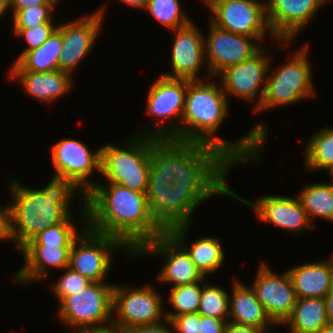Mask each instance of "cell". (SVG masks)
Instances as JSON below:
<instances>
[{
	"label": "cell",
	"instance_id": "cell-1",
	"mask_svg": "<svg viewBox=\"0 0 333 333\" xmlns=\"http://www.w3.org/2000/svg\"><path fill=\"white\" fill-rule=\"evenodd\" d=\"M205 80L189 81L185 95L179 141L203 143L219 149L236 166L259 162L269 137L264 122L255 124L245 136L227 141L216 135L229 114V100L221 84Z\"/></svg>",
	"mask_w": 333,
	"mask_h": 333
},
{
	"label": "cell",
	"instance_id": "cell-2",
	"mask_svg": "<svg viewBox=\"0 0 333 333\" xmlns=\"http://www.w3.org/2000/svg\"><path fill=\"white\" fill-rule=\"evenodd\" d=\"M235 164L219 149L196 142L152 137L147 196L153 190L232 189L227 174Z\"/></svg>",
	"mask_w": 333,
	"mask_h": 333
},
{
	"label": "cell",
	"instance_id": "cell-3",
	"mask_svg": "<svg viewBox=\"0 0 333 333\" xmlns=\"http://www.w3.org/2000/svg\"><path fill=\"white\" fill-rule=\"evenodd\" d=\"M86 209L90 230L120 239L134 254L165 233L150 214L147 194L117 183H96L86 194Z\"/></svg>",
	"mask_w": 333,
	"mask_h": 333
},
{
	"label": "cell",
	"instance_id": "cell-4",
	"mask_svg": "<svg viewBox=\"0 0 333 333\" xmlns=\"http://www.w3.org/2000/svg\"><path fill=\"white\" fill-rule=\"evenodd\" d=\"M12 202H9L10 238L20 251L37 234L63 222L71 215L74 197L84 192L74 181L52 176L45 187L28 188L17 179L11 180Z\"/></svg>",
	"mask_w": 333,
	"mask_h": 333
},
{
	"label": "cell",
	"instance_id": "cell-5",
	"mask_svg": "<svg viewBox=\"0 0 333 333\" xmlns=\"http://www.w3.org/2000/svg\"><path fill=\"white\" fill-rule=\"evenodd\" d=\"M125 142V144H123ZM122 144L101 146L100 174L108 183H117L131 190L146 193L150 173L152 137H130Z\"/></svg>",
	"mask_w": 333,
	"mask_h": 333
},
{
	"label": "cell",
	"instance_id": "cell-6",
	"mask_svg": "<svg viewBox=\"0 0 333 333\" xmlns=\"http://www.w3.org/2000/svg\"><path fill=\"white\" fill-rule=\"evenodd\" d=\"M308 48L309 44L306 43L294 51L287 59V63L281 64L280 68L276 70L269 68V72L272 70V73L268 74L263 100L254 113L292 105L303 99L315 97L316 90L312 81Z\"/></svg>",
	"mask_w": 333,
	"mask_h": 333
},
{
	"label": "cell",
	"instance_id": "cell-7",
	"mask_svg": "<svg viewBox=\"0 0 333 333\" xmlns=\"http://www.w3.org/2000/svg\"><path fill=\"white\" fill-rule=\"evenodd\" d=\"M113 287L107 282H91L63 297L58 302V320L75 333L112 326Z\"/></svg>",
	"mask_w": 333,
	"mask_h": 333
},
{
	"label": "cell",
	"instance_id": "cell-8",
	"mask_svg": "<svg viewBox=\"0 0 333 333\" xmlns=\"http://www.w3.org/2000/svg\"><path fill=\"white\" fill-rule=\"evenodd\" d=\"M189 81L171 79L162 75L156 80L154 79L153 84L149 86L145 110L146 114L156 122L152 124L151 128L147 127V130L142 128V132L138 129L136 135L179 140V129Z\"/></svg>",
	"mask_w": 333,
	"mask_h": 333
},
{
	"label": "cell",
	"instance_id": "cell-9",
	"mask_svg": "<svg viewBox=\"0 0 333 333\" xmlns=\"http://www.w3.org/2000/svg\"><path fill=\"white\" fill-rule=\"evenodd\" d=\"M232 196V189H181L173 183L170 189L153 190L148 207L154 221L165 231L190 225L196 209L213 196Z\"/></svg>",
	"mask_w": 333,
	"mask_h": 333
},
{
	"label": "cell",
	"instance_id": "cell-10",
	"mask_svg": "<svg viewBox=\"0 0 333 333\" xmlns=\"http://www.w3.org/2000/svg\"><path fill=\"white\" fill-rule=\"evenodd\" d=\"M210 10L209 21L235 34L254 37L258 43L270 34L281 46L290 41L277 40L268 25L266 2L260 0H204ZM289 43V44H288Z\"/></svg>",
	"mask_w": 333,
	"mask_h": 333
},
{
	"label": "cell",
	"instance_id": "cell-11",
	"mask_svg": "<svg viewBox=\"0 0 333 333\" xmlns=\"http://www.w3.org/2000/svg\"><path fill=\"white\" fill-rule=\"evenodd\" d=\"M131 287L121 284L113 287L112 326L127 333L136 326L161 322L166 318L162 294L155 287L151 284Z\"/></svg>",
	"mask_w": 333,
	"mask_h": 333
},
{
	"label": "cell",
	"instance_id": "cell-12",
	"mask_svg": "<svg viewBox=\"0 0 333 333\" xmlns=\"http://www.w3.org/2000/svg\"><path fill=\"white\" fill-rule=\"evenodd\" d=\"M122 248L128 258H134V253L120 239L87 227L72 244L69 267L92 282H105L112 268L113 252Z\"/></svg>",
	"mask_w": 333,
	"mask_h": 333
},
{
	"label": "cell",
	"instance_id": "cell-13",
	"mask_svg": "<svg viewBox=\"0 0 333 333\" xmlns=\"http://www.w3.org/2000/svg\"><path fill=\"white\" fill-rule=\"evenodd\" d=\"M263 47L251 58L222 70L217 77L226 97L255 101L253 113L260 107L267 86L271 59Z\"/></svg>",
	"mask_w": 333,
	"mask_h": 333
},
{
	"label": "cell",
	"instance_id": "cell-14",
	"mask_svg": "<svg viewBox=\"0 0 333 333\" xmlns=\"http://www.w3.org/2000/svg\"><path fill=\"white\" fill-rule=\"evenodd\" d=\"M52 176L74 181L88 193L98 183L91 179L93 171L100 174L101 148L90 150L85 143L76 138H63L52 145Z\"/></svg>",
	"mask_w": 333,
	"mask_h": 333
},
{
	"label": "cell",
	"instance_id": "cell-15",
	"mask_svg": "<svg viewBox=\"0 0 333 333\" xmlns=\"http://www.w3.org/2000/svg\"><path fill=\"white\" fill-rule=\"evenodd\" d=\"M105 9L102 6L89 15L58 24L62 36L59 70L75 74L78 65L92 52L104 25Z\"/></svg>",
	"mask_w": 333,
	"mask_h": 333
},
{
	"label": "cell",
	"instance_id": "cell-16",
	"mask_svg": "<svg viewBox=\"0 0 333 333\" xmlns=\"http://www.w3.org/2000/svg\"><path fill=\"white\" fill-rule=\"evenodd\" d=\"M159 255L164 260L163 266L157 274L161 284H170L171 287L192 284L202 281L204 277L196 268L186 250L168 233L165 232L154 240L146 242L134 257ZM145 254V255H144Z\"/></svg>",
	"mask_w": 333,
	"mask_h": 333
},
{
	"label": "cell",
	"instance_id": "cell-17",
	"mask_svg": "<svg viewBox=\"0 0 333 333\" xmlns=\"http://www.w3.org/2000/svg\"><path fill=\"white\" fill-rule=\"evenodd\" d=\"M262 261L251 288L263 305L266 314L277 326H283L296 304V294L288 271L276 274Z\"/></svg>",
	"mask_w": 333,
	"mask_h": 333
},
{
	"label": "cell",
	"instance_id": "cell-18",
	"mask_svg": "<svg viewBox=\"0 0 333 333\" xmlns=\"http://www.w3.org/2000/svg\"><path fill=\"white\" fill-rule=\"evenodd\" d=\"M208 33L204 35V50L207 72L212 78L225 68L251 58L263 45L259 46L254 37L223 30L210 21Z\"/></svg>",
	"mask_w": 333,
	"mask_h": 333
},
{
	"label": "cell",
	"instance_id": "cell-19",
	"mask_svg": "<svg viewBox=\"0 0 333 333\" xmlns=\"http://www.w3.org/2000/svg\"><path fill=\"white\" fill-rule=\"evenodd\" d=\"M232 199L250 207L260 222H267L290 234L301 235L302 232L315 227L302 207L298 197L282 195L260 196L255 203L241 197L232 190Z\"/></svg>",
	"mask_w": 333,
	"mask_h": 333
},
{
	"label": "cell",
	"instance_id": "cell-20",
	"mask_svg": "<svg viewBox=\"0 0 333 333\" xmlns=\"http://www.w3.org/2000/svg\"><path fill=\"white\" fill-rule=\"evenodd\" d=\"M174 43L171 50L170 63L172 73L169 71L162 76L171 79H186L190 81L211 79L207 73L204 77L199 74L205 61L204 34L195 22L172 30Z\"/></svg>",
	"mask_w": 333,
	"mask_h": 333
},
{
	"label": "cell",
	"instance_id": "cell-21",
	"mask_svg": "<svg viewBox=\"0 0 333 333\" xmlns=\"http://www.w3.org/2000/svg\"><path fill=\"white\" fill-rule=\"evenodd\" d=\"M330 0H268L267 21L277 40L292 42Z\"/></svg>",
	"mask_w": 333,
	"mask_h": 333
},
{
	"label": "cell",
	"instance_id": "cell-22",
	"mask_svg": "<svg viewBox=\"0 0 333 333\" xmlns=\"http://www.w3.org/2000/svg\"><path fill=\"white\" fill-rule=\"evenodd\" d=\"M71 247L72 245L26 244L20 250L24 265L14 272L13 280L25 285L40 279H50L49 269L64 270L69 267Z\"/></svg>",
	"mask_w": 333,
	"mask_h": 333
},
{
	"label": "cell",
	"instance_id": "cell-23",
	"mask_svg": "<svg viewBox=\"0 0 333 333\" xmlns=\"http://www.w3.org/2000/svg\"><path fill=\"white\" fill-rule=\"evenodd\" d=\"M8 77L17 79L29 96L47 104L64 97L73 86L72 74L59 69L51 72L9 70Z\"/></svg>",
	"mask_w": 333,
	"mask_h": 333
},
{
	"label": "cell",
	"instance_id": "cell-24",
	"mask_svg": "<svg viewBox=\"0 0 333 333\" xmlns=\"http://www.w3.org/2000/svg\"><path fill=\"white\" fill-rule=\"evenodd\" d=\"M190 225L174 227L168 233L186 250L196 268L204 277L219 269L225 260V252L218 236H204L187 243Z\"/></svg>",
	"mask_w": 333,
	"mask_h": 333
},
{
	"label": "cell",
	"instance_id": "cell-25",
	"mask_svg": "<svg viewBox=\"0 0 333 333\" xmlns=\"http://www.w3.org/2000/svg\"><path fill=\"white\" fill-rule=\"evenodd\" d=\"M297 298H325L333 283V255L288 269Z\"/></svg>",
	"mask_w": 333,
	"mask_h": 333
},
{
	"label": "cell",
	"instance_id": "cell-26",
	"mask_svg": "<svg viewBox=\"0 0 333 333\" xmlns=\"http://www.w3.org/2000/svg\"><path fill=\"white\" fill-rule=\"evenodd\" d=\"M232 286V294L229 295V322L254 326L265 331L270 330L269 325L276 327L250 285L236 279Z\"/></svg>",
	"mask_w": 333,
	"mask_h": 333
},
{
	"label": "cell",
	"instance_id": "cell-27",
	"mask_svg": "<svg viewBox=\"0 0 333 333\" xmlns=\"http://www.w3.org/2000/svg\"><path fill=\"white\" fill-rule=\"evenodd\" d=\"M329 323L325 298H297L291 316L283 325L290 333H317Z\"/></svg>",
	"mask_w": 333,
	"mask_h": 333
},
{
	"label": "cell",
	"instance_id": "cell-28",
	"mask_svg": "<svg viewBox=\"0 0 333 333\" xmlns=\"http://www.w3.org/2000/svg\"><path fill=\"white\" fill-rule=\"evenodd\" d=\"M62 47L61 29L57 28L37 49L27 51L10 70H28L33 72H51L59 69V57Z\"/></svg>",
	"mask_w": 333,
	"mask_h": 333
},
{
	"label": "cell",
	"instance_id": "cell-29",
	"mask_svg": "<svg viewBox=\"0 0 333 333\" xmlns=\"http://www.w3.org/2000/svg\"><path fill=\"white\" fill-rule=\"evenodd\" d=\"M295 196L313 225L315 217L333 223V182H313Z\"/></svg>",
	"mask_w": 333,
	"mask_h": 333
},
{
	"label": "cell",
	"instance_id": "cell-30",
	"mask_svg": "<svg viewBox=\"0 0 333 333\" xmlns=\"http://www.w3.org/2000/svg\"><path fill=\"white\" fill-rule=\"evenodd\" d=\"M304 166L307 171L333 169V126L314 132L304 147Z\"/></svg>",
	"mask_w": 333,
	"mask_h": 333
},
{
	"label": "cell",
	"instance_id": "cell-31",
	"mask_svg": "<svg viewBox=\"0 0 333 333\" xmlns=\"http://www.w3.org/2000/svg\"><path fill=\"white\" fill-rule=\"evenodd\" d=\"M80 205L81 213L79 215L82 214L80 219L83 220L82 223L80 221V224H83L80 230L76 228L71 214L63 222L41 231L28 244L72 245L74 240L87 228L86 198L81 199Z\"/></svg>",
	"mask_w": 333,
	"mask_h": 333
},
{
	"label": "cell",
	"instance_id": "cell-32",
	"mask_svg": "<svg viewBox=\"0 0 333 333\" xmlns=\"http://www.w3.org/2000/svg\"><path fill=\"white\" fill-rule=\"evenodd\" d=\"M203 280L192 284L178 285L170 288L169 301L174 312L166 311V318L171 320L181 314L198 313Z\"/></svg>",
	"mask_w": 333,
	"mask_h": 333
},
{
	"label": "cell",
	"instance_id": "cell-33",
	"mask_svg": "<svg viewBox=\"0 0 333 333\" xmlns=\"http://www.w3.org/2000/svg\"><path fill=\"white\" fill-rule=\"evenodd\" d=\"M170 31L189 24L192 20L183 12L180 0H148L144 12Z\"/></svg>",
	"mask_w": 333,
	"mask_h": 333
},
{
	"label": "cell",
	"instance_id": "cell-34",
	"mask_svg": "<svg viewBox=\"0 0 333 333\" xmlns=\"http://www.w3.org/2000/svg\"><path fill=\"white\" fill-rule=\"evenodd\" d=\"M229 294L227 290L218 285H210L209 281L204 278L198 313L201 316L228 319Z\"/></svg>",
	"mask_w": 333,
	"mask_h": 333
},
{
	"label": "cell",
	"instance_id": "cell-35",
	"mask_svg": "<svg viewBox=\"0 0 333 333\" xmlns=\"http://www.w3.org/2000/svg\"><path fill=\"white\" fill-rule=\"evenodd\" d=\"M57 6L38 5L22 9L13 17L12 28H31L39 24L55 22L53 16Z\"/></svg>",
	"mask_w": 333,
	"mask_h": 333
},
{
	"label": "cell",
	"instance_id": "cell-36",
	"mask_svg": "<svg viewBox=\"0 0 333 333\" xmlns=\"http://www.w3.org/2000/svg\"><path fill=\"white\" fill-rule=\"evenodd\" d=\"M55 24L54 22H48L31 28H13L15 36L23 38L27 44L13 63H16L27 51L40 47L57 28L58 24Z\"/></svg>",
	"mask_w": 333,
	"mask_h": 333
},
{
	"label": "cell",
	"instance_id": "cell-37",
	"mask_svg": "<svg viewBox=\"0 0 333 333\" xmlns=\"http://www.w3.org/2000/svg\"><path fill=\"white\" fill-rule=\"evenodd\" d=\"M65 273L59 278L58 281L51 283V291L58 302L65 296L73 294L75 291L81 290L88 286L92 281L83 277L78 272L66 267Z\"/></svg>",
	"mask_w": 333,
	"mask_h": 333
},
{
	"label": "cell",
	"instance_id": "cell-38",
	"mask_svg": "<svg viewBox=\"0 0 333 333\" xmlns=\"http://www.w3.org/2000/svg\"><path fill=\"white\" fill-rule=\"evenodd\" d=\"M175 333H201L199 313L181 314L171 319Z\"/></svg>",
	"mask_w": 333,
	"mask_h": 333
},
{
	"label": "cell",
	"instance_id": "cell-39",
	"mask_svg": "<svg viewBox=\"0 0 333 333\" xmlns=\"http://www.w3.org/2000/svg\"><path fill=\"white\" fill-rule=\"evenodd\" d=\"M127 333H175V331L171 320L165 318L161 322L136 326Z\"/></svg>",
	"mask_w": 333,
	"mask_h": 333
},
{
	"label": "cell",
	"instance_id": "cell-40",
	"mask_svg": "<svg viewBox=\"0 0 333 333\" xmlns=\"http://www.w3.org/2000/svg\"><path fill=\"white\" fill-rule=\"evenodd\" d=\"M228 319L201 316V333H224Z\"/></svg>",
	"mask_w": 333,
	"mask_h": 333
},
{
	"label": "cell",
	"instance_id": "cell-41",
	"mask_svg": "<svg viewBox=\"0 0 333 333\" xmlns=\"http://www.w3.org/2000/svg\"><path fill=\"white\" fill-rule=\"evenodd\" d=\"M38 5H57L52 0H8L9 11L14 17L20 10L28 8L30 6Z\"/></svg>",
	"mask_w": 333,
	"mask_h": 333
},
{
	"label": "cell",
	"instance_id": "cell-42",
	"mask_svg": "<svg viewBox=\"0 0 333 333\" xmlns=\"http://www.w3.org/2000/svg\"><path fill=\"white\" fill-rule=\"evenodd\" d=\"M11 240L9 230V205L0 207V241Z\"/></svg>",
	"mask_w": 333,
	"mask_h": 333
},
{
	"label": "cell",
	"instance_id": "cell-43",
	"mask_svg": "<svg viewBox=\"0 0 333 333\" xmlns=\"http://www.w3.org/2000/svg\"><path fill=\"white\" fill-rule=\"evenodd\" d=\"M265 330L254 326L239 325L227 322L224 333H264Z\"/></svg>",
	"mask_w": 333,
	"mask_h": 333
},
{
	"label": "cell",
	"instance_id": "cell-44",
	"mask_svg": "<svg viewBox=\"0 0 333 333\" xmlns=\"http://www.w3.org/2000/svg\"><path fill=\"white\" fill-rule=\"evenodd\" d=\"M326 311L329 323H333V283L325 296Z\"/></svg>",
	"mask_w": 333,
	"mask_h": 333
},
{
	"label": "cell",
	"instance_id": "cell-45",
	"mask_svg": "<svg viewBox=\"0 0 333 333\" xmlns=\"http://www.w3.org/2000/svg\"><path fill=\"white\" fill-rule=\"evenodd\" d=\"M76 333H124L122 330H120L118 327L115 326H109L101 329H87L78 331Z\"/></svg>",
	"mask_w": 333,
	"mask_h": 333
},
{
	"label": "cell",
	"instance_id": "cell-46",
	"mask_svg": "<svg viewBox=\"0 0 333 333\" xmlns=\"http://www.w3.org/2000/svg\"><path fill=\"white\" fill-rule=\"evenodd\" d=\"M120 2L126 6L132 7V8H136L137 10H144L148 0H120Z\"/></svg>",
	"mask_w": 333,
	"mask_h": 333
},
{
	"label": "cell",
	"instance_id": "cell-47",
	"mask_svg": "<svg viewBox=\"0 0 333 333\" xmlns=\"http://www.w3.org/2000/svg\"><path fill=\"white\" fill-rule=\"evenodd\" d=\"M8 0H0V18L4 17L3 15L8 13Z\"/></svg>",
	"mask_w": 333,
	"mask_h": 333
},
{
	"label": "cell",
	"instance_id": "cell-48",
	"mask_svg": "<svg viewBox=\"0 0 333 333\" xmlns=\"http://www.w3.org/2000/svg\"><path fill=\"white\" fill-rule=\"evenodd\" d=\"M317 333H333V323H327L321 330Z\"/></svg>",
	"mask_w": 333,
	"mask_h": 333
},
{
	"label": "cell",
	"instance_id": "cell-49",
	"mask_svg": "<svg viewBox=\"0 0 333 333\" xmlns=\"http://www.w3.org/2000/svg\"><path fill=\"white\" fill-rule=\"evenodd\" d=\"M329 176H330L331 179L333 180V169L329 172Z\"/></svg>",
	"mask_w": 333,
	"mask_h": 333
},
{
	"label": "cell",
	"instance_id": "cell-50",
	"mask_svg": "<svg viewBox=\"0 0 333 333\" xmlns=\"http://www.w3.org/2000/svg\"><path fill=\"white\" fill-rule=\"evenodd\" d=\"M264 333H277V332L272 331V330H268V331H265ZM278 333H280V332H278Z\"/></svg>",
	"mask_w": 333,
	"mask_h": 333
},
{
	"label": "cell",
	"instance_id": "cell-51",
	"mask_svg": "<svg viewBox=\"0 0 333 333\" xmlns=\"http://www.w3.org/2000/svg\"><path fill=\"white\" fill-rule=\"evenodd\" d=\"M52 1L59 5V2L62 0H52Z\"/></svg>",
	"mask_w": 333,
	"mask_h": 333
}]
</instances>
